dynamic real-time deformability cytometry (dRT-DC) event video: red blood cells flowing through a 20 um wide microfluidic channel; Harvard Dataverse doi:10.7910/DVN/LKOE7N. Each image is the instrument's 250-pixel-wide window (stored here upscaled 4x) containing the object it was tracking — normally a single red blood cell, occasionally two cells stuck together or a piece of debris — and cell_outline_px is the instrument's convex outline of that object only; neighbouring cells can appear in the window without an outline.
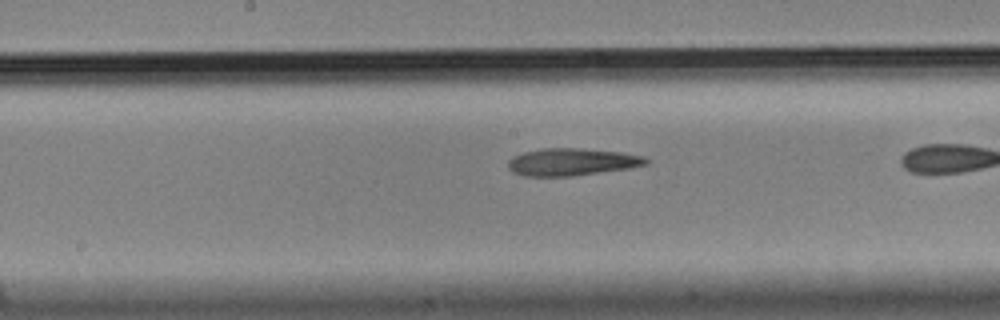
{"species": "Egyptian fruit bat (a non-hibernating species)", "species_latin": "Rousettus aegyptiacus", "temperature_condition": "cold", "stored_images_in_passage": 37, "camera_frame_rate_fps": 3000, "um_per_image_px": 0.085, "animal": {"sex": "male"}, "frame": {"image": 1, "passage_image": 22, "time_ms": 7.0, "image_size_px": [1000, 320], "cell_outline_px": [[648, 164], [628, 168], [572, 176], [524, 176], [512, 172], [508, 168], [508, 160], [512, 156], [524, 152], [544, 148], [576, 148], [620, 152], [644, 156], [648, 160]], "centroid_in_image_um": [48.56, 13.76], "position_along_channel_um": 199.6, "area_um2": 21.85}}